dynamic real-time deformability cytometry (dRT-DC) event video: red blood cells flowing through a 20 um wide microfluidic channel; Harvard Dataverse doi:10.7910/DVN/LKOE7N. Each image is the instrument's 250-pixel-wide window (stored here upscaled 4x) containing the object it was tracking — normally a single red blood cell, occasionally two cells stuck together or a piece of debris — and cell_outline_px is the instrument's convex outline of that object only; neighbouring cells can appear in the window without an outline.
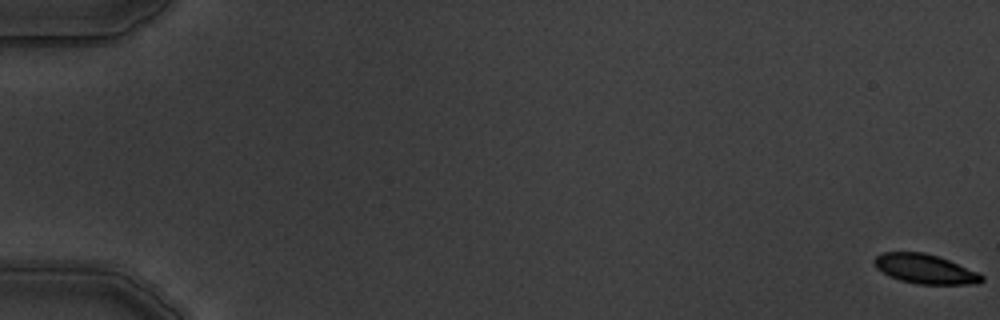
{"species": "common noctule bat (a hibernating species)", "species_latin": "Nyctalus noctula", "temperature_condition": "warm", "stored_images_in_passage": 7, "camera_frame_rate_fps": 3000, "um_per_image_px": 0.085, "animal": {"sex": "male", "body_mass_g": 19.5, "forearm_length_mm": 54.6}, "frame": {"image": 1, "passage_image": 1, "time_ms": 0.0, "image_size_px": [1000, 320], "cell_outline_px": [[984, 280], [980, 284], [916, 284], [900, 280], [888, 276], [876, 268], [872, 260], [876, 256], [884, 252], [924, 252], [948, 260], [976, 272], [984, 276]], "centroid_in_image_um": [78.6, 22.87], "position_along_channel_um": 6.4, "area_um2": 18.38}}
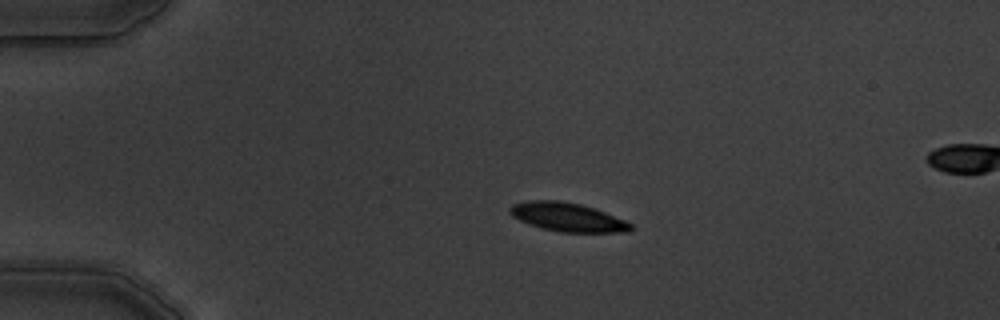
{"frame": {"image": 2, "passage_image": 5, "time_ms": 4.333, "image_size_px": [1000, 320], "cell_outline_px": [[636, 228], [628, 232], [560, 232], [544, 228], [520, 220], [512, 216], [508, 212], [508, 208], [512, 204], [528, 200], [560, 200], [580, 204], [604, 212], [624, 220], [632, 224]], "centroid_in_image_um": [48.24, 18.45], "position_along_channel_um": 36.8, "area_um2": 20.11}}